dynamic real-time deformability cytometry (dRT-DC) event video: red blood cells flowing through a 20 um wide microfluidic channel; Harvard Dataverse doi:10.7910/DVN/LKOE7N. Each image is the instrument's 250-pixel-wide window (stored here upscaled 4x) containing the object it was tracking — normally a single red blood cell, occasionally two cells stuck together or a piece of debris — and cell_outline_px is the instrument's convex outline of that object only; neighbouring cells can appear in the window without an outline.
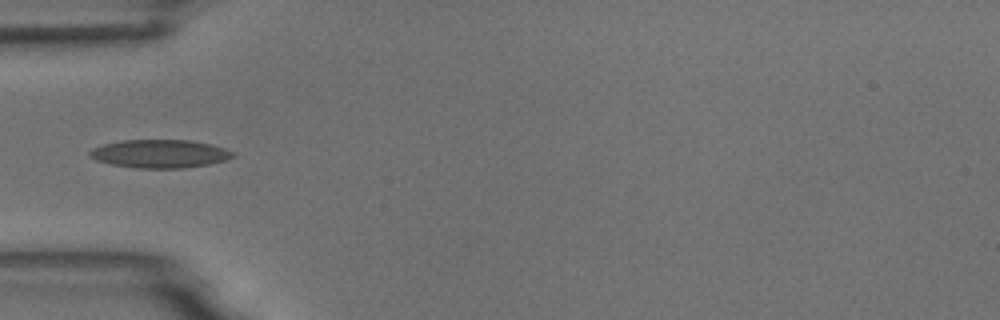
{"species": "common noctule bat (a hibernating species)", "species_latin": "Nyctalus noctula", "temperature_condition": "room temperature", "stored_images_in_passage": 5, "camera_frame_rate_fps": 3000, "um_per_image_px": 0.085, "animal": {"sex": "male", "body_mass_g": 18.8}, "frame": {"image": 1, "passage_image": 5, "time_ms": 4.667, "image_size_px": [1000, 320], "cell_outline_px": [[236, 156], [228, 160], [208, 164], [184, 168], [136, 168], [112, 164], [96, 160], [88, 156], [88, 152], [92, 148], [104, 144], [120, 140], [188, 140], [208, 144], [224, 148], [232, 152]], "centroid_in_image_um": [13.56, 13.07], "position_along_channel_um": 71.4, "area_um2": 23.52}}